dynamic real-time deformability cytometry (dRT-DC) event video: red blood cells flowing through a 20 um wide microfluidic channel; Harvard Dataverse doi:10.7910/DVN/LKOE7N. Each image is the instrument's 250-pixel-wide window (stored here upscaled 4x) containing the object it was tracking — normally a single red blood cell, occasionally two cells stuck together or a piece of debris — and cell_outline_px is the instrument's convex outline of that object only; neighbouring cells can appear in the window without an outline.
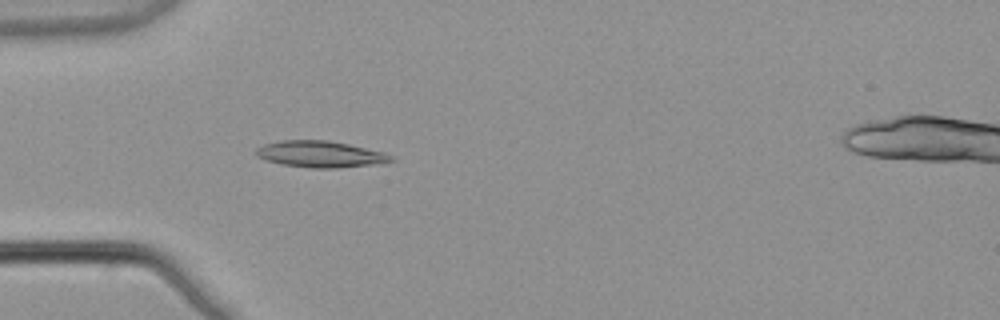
{"species": "common noctule bat (a hibernating species)", "species_latin": "Nyctalus noctula", "temperature_condition": "warm", "stored_images_in_passage": 40, "camera_frame_rate_fps": 3000, "um_per_image_px": 0.085, "animal": {"sex": "male", "body_mass_g": 21.5, "forearm_length_mm": 52.0}, "frame": {"image": 1, "passage_image": 4, "time_ms": 1.0, "image_size_px": [1000, 320], "cell_outline_px": [[396, 160], [384, 164], [336, 168], [312, 168], [280, 164], [264, 160], [256, 156], [256, 148], [264, 144], [280, 140], [328, 140], [348, 144], [384, 152], [392, 156]], "centroid_in_image_um": [27.25, 13.11], "position_along_channel_um": 57.7, "area_um2": 21.1}}
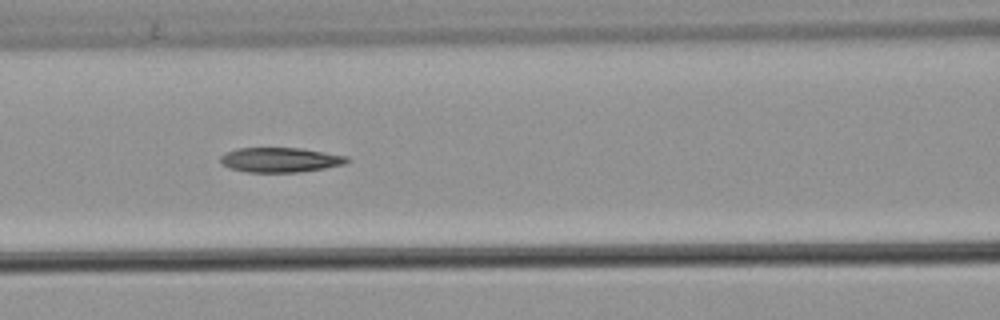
{"frame": {"image": 2, "passage_image": 11, "time_ms": 3.333, "image_size_px": [1000, 320], "cell_outline_px": [[348, 160], [344, 164], [324, 168], [300, 172], [248, 172], [228, 168], [220, 164], [220, 156], [224, 152], [236, 148], [300, 148], [348, 156]], "centroid_in_image_um": [23.75, 13.58], "position_along_channel_um": 142.9, "area_um2": 18.32}}
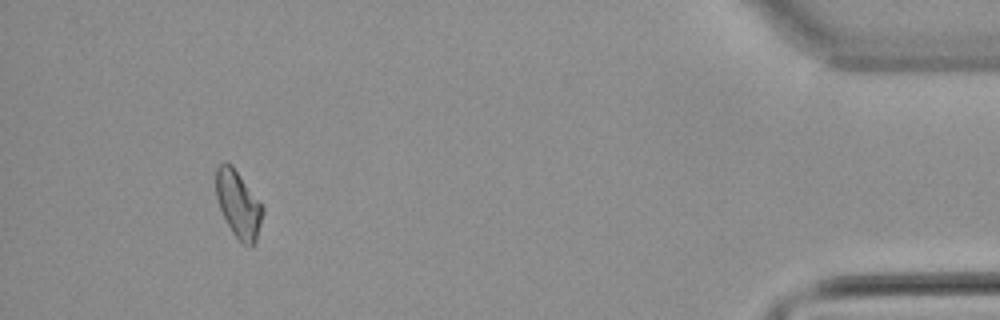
{"frame": {"image": 3, "passage_image": 37, "time_ms": 12.0, "image_size_px": [1000, 320], "cell_outline_px": [[264, 212], [256, 240], [252, 248], [244, 244], [232, 232], [220, 208], [216, 196], [216, 168], [224, 160], [232, 164], [264, 208]], "centroid_in_image_um": [20.26, 17.34], "position_along_channel_um": 414.9, "area_um2": 18.03}, "authors_computed_cell_mechanics": {"area_um2": 18.5538, "velocity_mm_per_s": 3.8889, "shape_relaxation_time_tau1_ms": null, "shape_relaxation_time_tau2_ms": 10.9955, "deformation_change_tau1": null, "deformation_change_tau2": 0.1956}}